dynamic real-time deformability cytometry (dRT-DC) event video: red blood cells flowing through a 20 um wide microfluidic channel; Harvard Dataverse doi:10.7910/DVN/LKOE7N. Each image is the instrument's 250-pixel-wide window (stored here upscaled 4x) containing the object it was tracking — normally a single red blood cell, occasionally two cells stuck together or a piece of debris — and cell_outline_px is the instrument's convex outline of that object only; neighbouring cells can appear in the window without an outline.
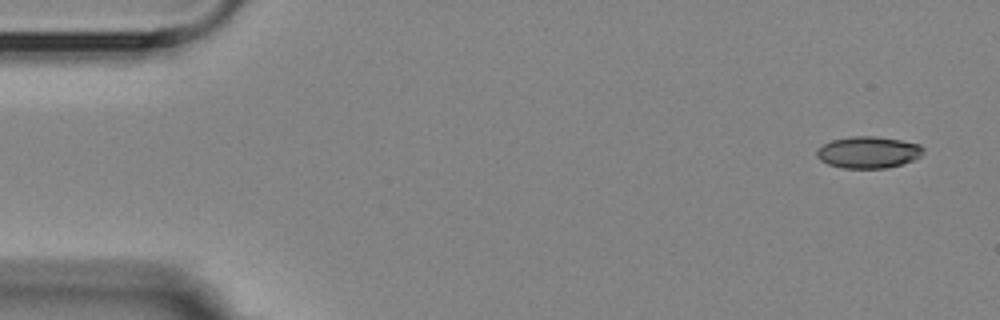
{"species": "Egyptian fruit bat (a non-hibernating species)", "species_latin": "Rousettus aegyptiacus", "temperature_condition": "room temperature", "stored_images_in_passage": 7, "camera_frame_rate_fps": 3000, "um_per_image_px": 0.085, "animal": {"sex": "female"}, "frame": {"image": 1, "passage_image": 1, "time_ms": 0.0, "image_size_px": [1000, 320], "cell_outline_px": [[924, 152], [920, 156], [912, 160], [900, 164], [884, 168], [844, 168], [828, 164], [820, 160], [816, 156], [816, 148], [832, 140], [852, 136], [872, 136], [900, 140], [920, 144], [924, 148]], "centroid_in_image_um": [73.78, 12.94], "position_along_channel_um": 11.2, "area_um2": 19.59}}
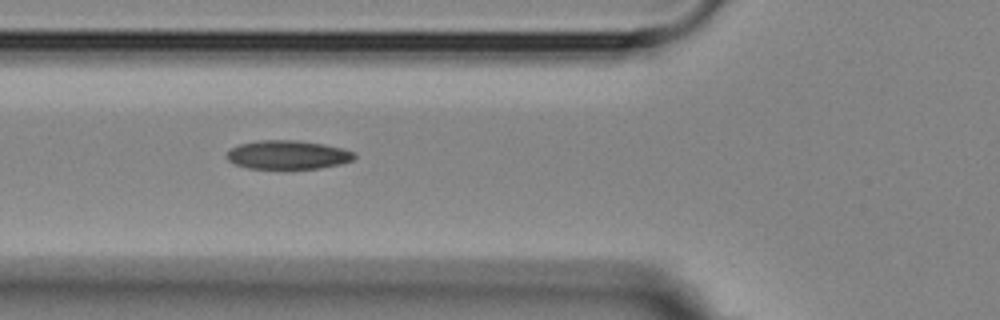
{"frame": {"image": 2, "passage_image": 6, "time_ms": 5.667, "image_size_px": [1000, 320], "cell_outline_px": [[356, 156], [352, 160], [340, 164], [320, 168], [248, 168], [236, 164], [228, 160], [224, 156], [232, 148], [240, 144], [256, 140], [300, 140], [324, 144], [344, 148], [356, 152]], "centroid_in_image_um": [24.49, 13.14], "position_along_channel_um": 101.3, "area_um2": 21.44}}
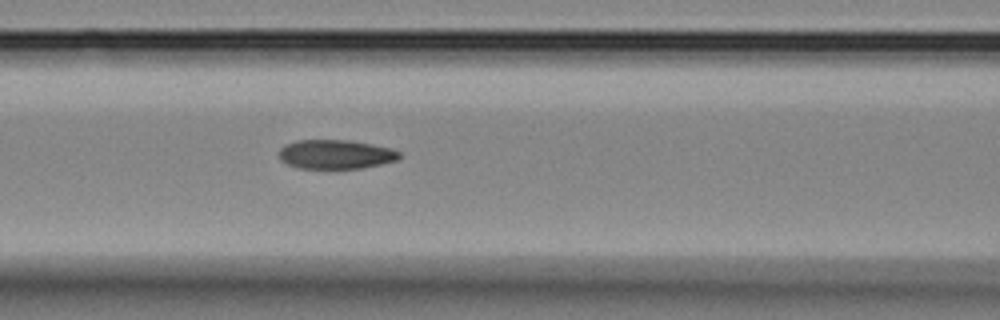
{"frame": {"image": 3, "passage_image": 7, "time_ms": 6.667, "image_size_px": [1000, 320], "cell_outline_px": [[400, 156], [396, 160], [380, 164], [360, 168], [300, 168], [288, 164], [280, 160], [276, 152], [284, 144], [296, 140], [348, 140], [372, 144], [392, 148], [400, 152]], "centroid_in_image_um": [28.48, 13.1], "position_along_channel_um": 138.1, "area_um2": 20.52}}